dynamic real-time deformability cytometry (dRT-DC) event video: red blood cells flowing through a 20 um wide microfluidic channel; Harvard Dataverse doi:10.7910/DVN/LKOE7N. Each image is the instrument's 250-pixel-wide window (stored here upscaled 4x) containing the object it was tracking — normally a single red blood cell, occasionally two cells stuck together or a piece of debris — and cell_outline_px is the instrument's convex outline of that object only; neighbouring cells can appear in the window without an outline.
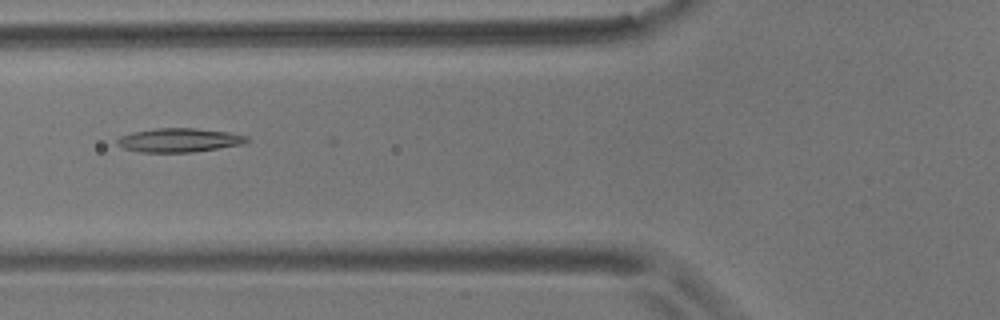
{"species": "common noctule bat (a hibernating species)", "species_latin": "Nyctalus noctula", "temperature_condition": "room temperature", "stored_images_in_passage": 48, "camera_frame_rate_fps": 3000, "um_per_image_px": 0.085, "animal": {"sex": "male", "body_mass_g": 17.9}, "frame": {"image": 1, "passage_image": 20, "time_ms": 6.333, "image_size_px": [1000, 320], "cell_outline_px": [[252, 140], [240, 144], [192, 152], [140, 152], [124, 148], [116, 144], [116, 140], [120, 136], [132, 132], [156, 128], [192, 128], [228, 132], [248, 136]], "centroid_in_image_um": [15.2, 11.91], "position_along_channel_um": 110.6, "area_um2": 17.92}}
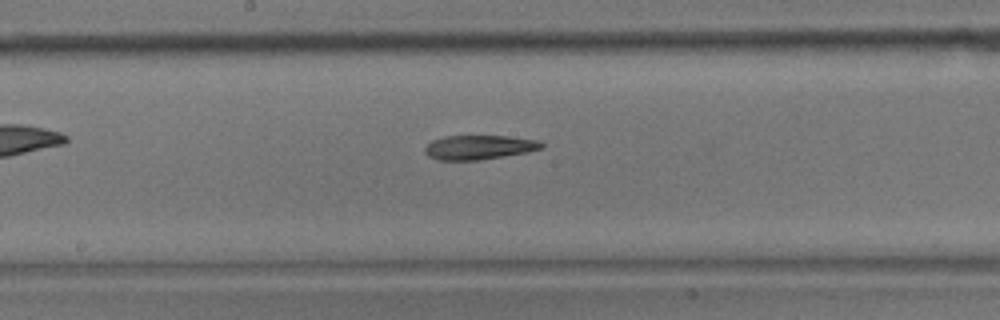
{"frame": {"image": 2, "passage_image": 28, "time_ms": 9.0, "image_size_px": [1000, 320], "cell_outline_px": [[544, 148], [528, 152], [480, 160], [436, 160], [428, 156], [424, 152], [424, 148], [432, 140], [444, 136], [504, 136], [540, 140], [544, 144]], "centroid_in_image_um": [40.72, 12.52], "position_along_channel_um": 207.5, "area_um2": 16.65}}
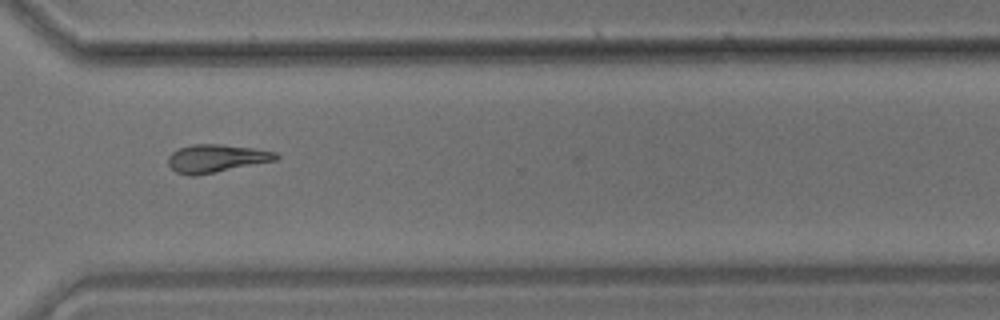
{"frame": {"image": 3, "passage_image": 40, "time_ms": 13.0, "image_size_px": [1000, 320], "cell_outline_px": [[280, 156], [276, 160], [196, 176], [188, 176], [176, 172], [168, 164], [168, 156], [172, 152], [180, 148], [192, 144], [220, 144], [252, 148], [276, 152]], "centroid_in_image_um": [18.36, 13.47], "position_along_channel_um": 352.2, "area_um2": 17.51}}